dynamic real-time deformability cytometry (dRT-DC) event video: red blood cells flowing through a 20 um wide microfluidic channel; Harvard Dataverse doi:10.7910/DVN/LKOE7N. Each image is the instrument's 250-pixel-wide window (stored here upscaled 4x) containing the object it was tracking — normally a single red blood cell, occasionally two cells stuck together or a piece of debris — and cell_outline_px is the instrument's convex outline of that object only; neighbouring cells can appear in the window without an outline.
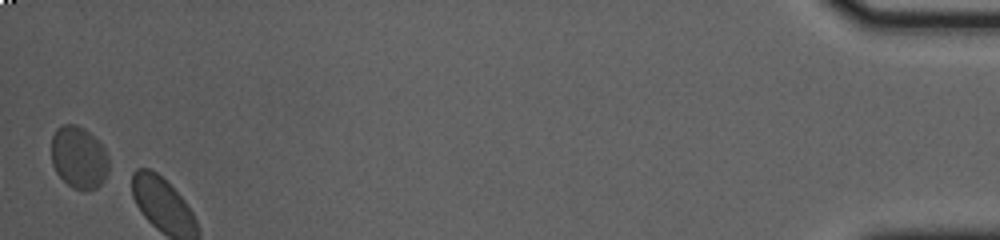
{"species": "common noctule bat (a hibernating species)", "species_latin": "Nyctalus noctula", "temperature_condition": "cold", "stored_images_in_passage": 42, "camera_frame_rate_fps": 3000, "um_per_image_px": 0.085, "animal": {"sex": "female", "body_mass_g": 23.0, "forearm_length_mm": 53.4}, "frame": {"image": 1, "passage_image": 42, "time_ms": 13.667, "image_size_px": [1000, 240], "cell_outline_px": [[108, 172], [104, 180], [96, 188], [88, 192], [72, 188], [56, 172], [52, 164], [52, 136], [56, 128], [60, 124], [76, 124], [84, 128], [104, 148], [108, 156]], "centroid_in_image_um": [6.69, 13.39], "position_along_channel_um": 428.5, "area_um2": 20.92}}